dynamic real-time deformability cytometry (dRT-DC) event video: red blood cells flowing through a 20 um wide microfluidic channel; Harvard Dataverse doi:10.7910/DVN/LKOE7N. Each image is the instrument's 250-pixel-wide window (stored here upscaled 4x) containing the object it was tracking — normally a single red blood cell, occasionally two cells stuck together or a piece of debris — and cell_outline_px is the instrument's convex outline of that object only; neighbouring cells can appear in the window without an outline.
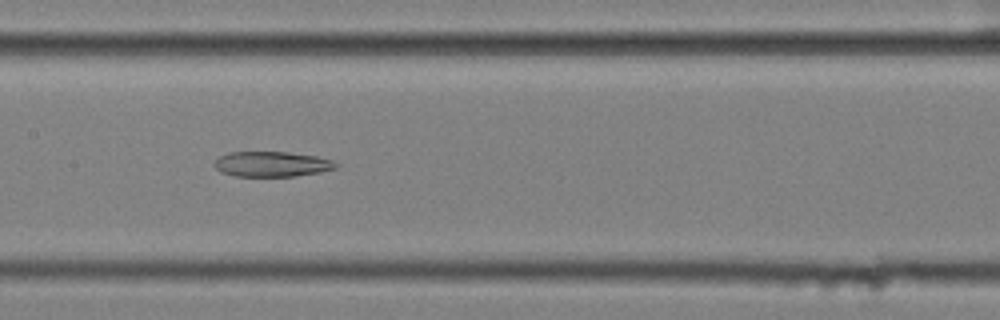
{"species": "common noctule bat (a hibernating species)", "species_latin": "Nyctalus noctula", "temperature_condition": "cold", "stored_images_in_passage": 44, "camera_frame_rate_fps": 3000, "um_per_image_px": 0.085, "animal": {"sex": "female", "body_mass_g": 25.1}, "frame": {"image": 1, "passage_image": 21, "time_ms": 6.667, "image_size_px": [1000, 320], "cell_outline_px": [[340, 164], [336, 168], [320, 172], [292, 176], [236, 176], [220, 172], [212, 164], [220, 156], [228, 152], [288, 152], [316, 156], [332, 160]], "centroid_in_image_um": [23.1, 13.94], "position_along_channel_um": 184.3, "area_um2": 17.86}}
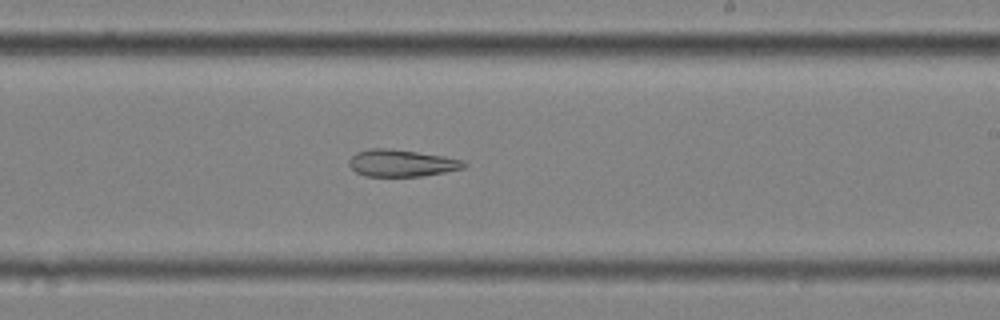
{"frame": {"image": 2, "passage_image": 27, "time_ms": 8.667, "image_size_px": [1000, 320], "cell_outline_px": [[468, 164], [464, 168], [444, 172], [420, 176], [364, 176], [356, 172], [348, 164], [348, 160], [356, 152], [368, 148], [384, 148], [416, 152], [444, 156], [464, 160]], "centroid_in_image_um": [34.12, 13.86], "position_along_channel_um": 254.9, "area_um2": 18.03}}
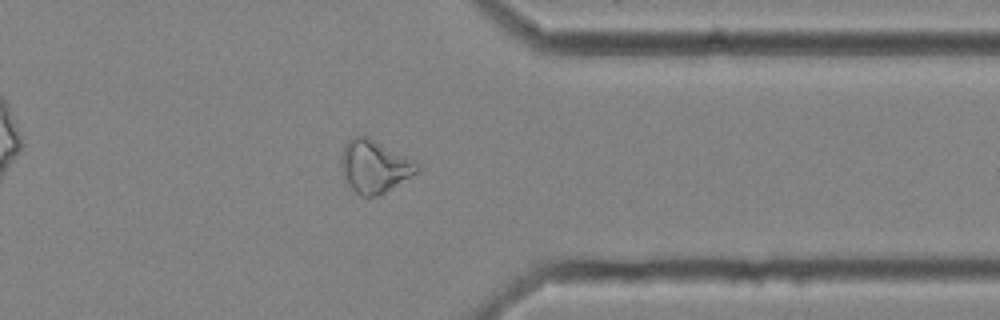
{"frame": {"image": 3, "passage_image": 38, "time_ms": 12.333, "image_size_px": [1000, 320], "cell_outline_px": [[420, 168], [416, 172], [380, 196], [360, 196], [352, 188], [344, 176], [340, 168], [340, 156], [344, 144], [352, 136], [368, 136], [416, 160], [420, 164]], "centroid_in_image_um": [31.82, 14.11], "position_along_channel_um": 379.6, "area_um2": 23.52}}